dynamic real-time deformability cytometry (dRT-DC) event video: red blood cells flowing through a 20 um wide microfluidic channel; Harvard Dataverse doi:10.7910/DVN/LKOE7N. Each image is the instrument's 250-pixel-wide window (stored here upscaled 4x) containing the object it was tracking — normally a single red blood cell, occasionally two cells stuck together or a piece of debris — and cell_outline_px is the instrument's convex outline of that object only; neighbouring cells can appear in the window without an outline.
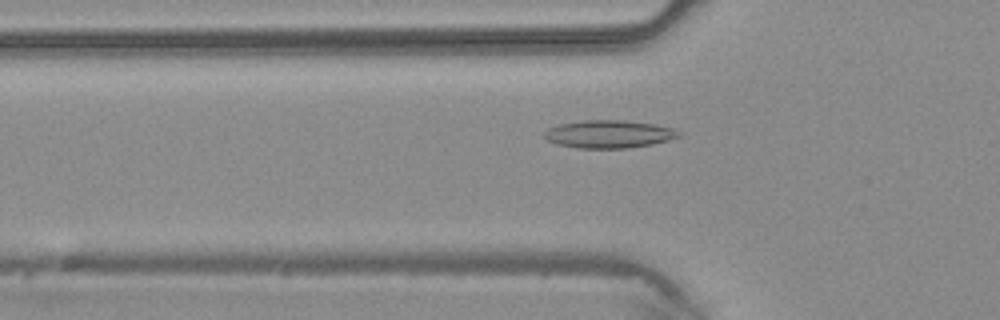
{"species": "common noctule bat (a hibernating species)", "species_latin": "Nyctalus noctula", "temperature_condition": "warm", "stored_images_in_passage": 45, "camera_frame_rate_fps": 3000, "um_per_image_px": 0.085, "animal": {"sex": "male", "body_mass_g": 20.4}, "frame": {"image": 1, "passage_image": 15, "time_ms": 4.667, "image_size_px": [1000, 320], "cell_outline_px": [[684, 136], [652, 144], [628, 148], [576, 148], [556, 144], [548, 140], [544, 136], [544, 132], [548, 128], [560, 124], [584, 120], [620, 120], [656, 124], [672, 128], [684, 132]], "centroid_in_image_um": [51.81, 11.4], "position_along_channel_um": 74.0, "area_um2": 21.96}}
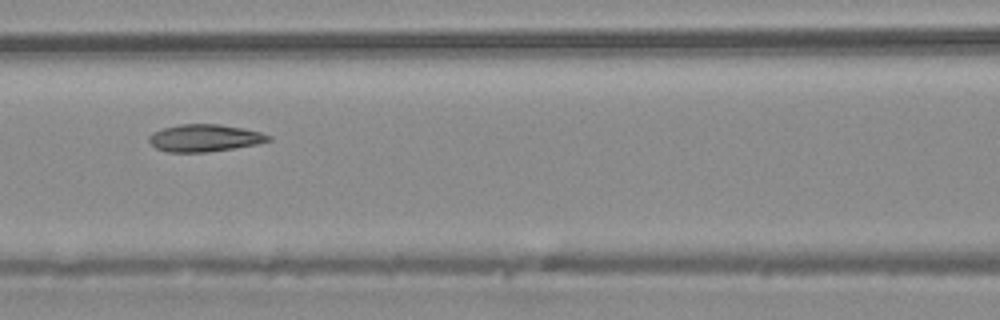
{"frame": {"image": 2, "passage_image": 20, "time_ms": 6.333, "image_size_px": [1000, 320], "cell_outline_px": [[272, 140], [256, 144], [232, 148], [204, 152], [168, 152], [156, 148], [148, 140], [148, 136], [152, 132], [164, 128], [180, 124], [220, 124], [244, 128], [260, 132], [272, 136]], "centroid_in_image_um": [17.39, 11.72], "position_along_channel_um": 149.2, "area_um2": 18.9}}
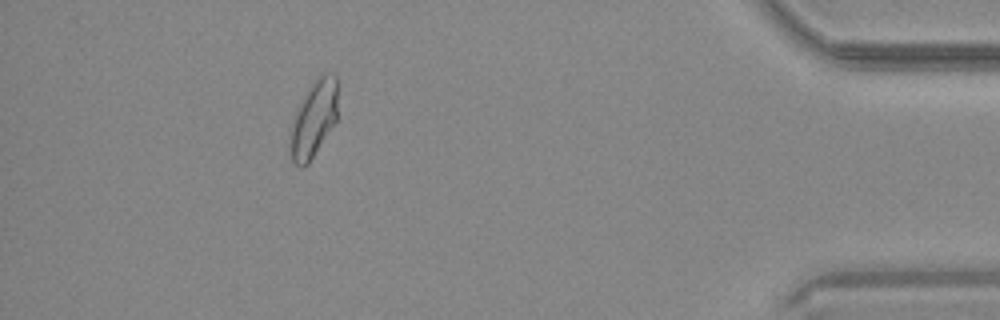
{"frame": {"image": 3, "passage_image": 41, "time_ms": 13.333, "image_size_px": [1000, 320], "cell_outline_px": [[336, 120], [308, 164], [304, 168], [300, 168], [292, 160], [288, 152], [288, 132], [292, 120], [308, 88], [324, 72], [328, 72], [336, 76]], "centroid_in_image_um": [26.6, 10.18], "position_along_channel_um": 408.6, "area_um2": 21.1}}